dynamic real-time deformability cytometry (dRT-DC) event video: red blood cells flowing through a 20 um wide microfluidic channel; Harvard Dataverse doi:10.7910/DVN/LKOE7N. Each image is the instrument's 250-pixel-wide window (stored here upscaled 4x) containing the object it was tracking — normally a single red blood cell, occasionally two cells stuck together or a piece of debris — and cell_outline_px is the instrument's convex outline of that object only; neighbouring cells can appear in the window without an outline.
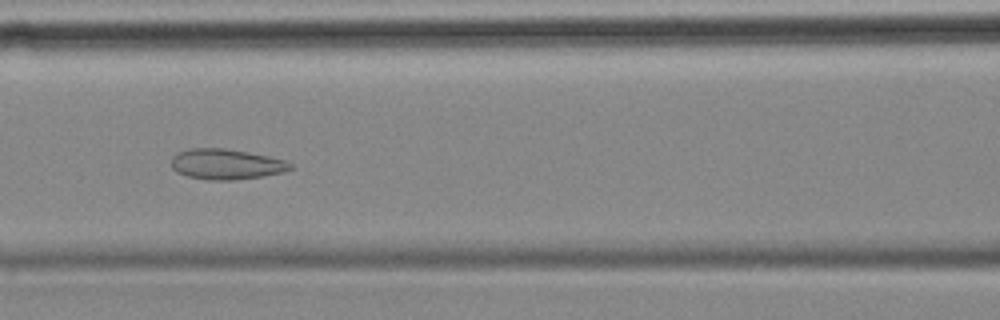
{"species": "common noctule bat (a hibernating species)", "species_latin": "Nyctalus noctula", "temperature_condition": "cold", "stored_images_in_passage": 57, "camera_frame_rate_fps": 3000, "um_per_image_px": 0.085, "animal": {"sex": "female", "body_mass_g": 18.4}, "frame": {"image": 1, "passage_image": 24, "time_ms": 7.667, "image_size_px": [1000, 320], "cell_outline_px": [[292, 168], [284, 172], [264, 176], [232, 180], [212, 180], [188, 176], [176, 172], [172, 168], [172, 156], [176, 152], [188, 148], [224, 148], [248, 152], [268, 156], [284, 160], [292, 164]], "centroid_in_image_um": [19.2, 13.95], "position_along_channel_um": 147.4, "area_um2": 21.15}}
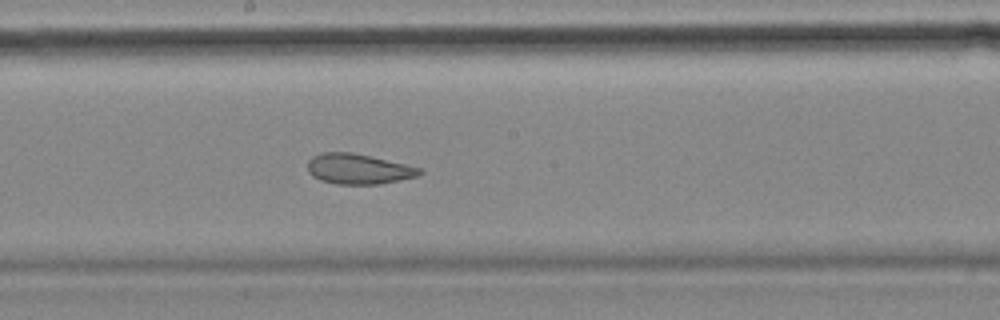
{"frame": {"image": 2, "passage_image": 30, "time_ms": 9.667, "image_size_px": [1000, 320], "cell_outline_px": [[424, 172], [416, 176], [400, 180], [380, 184], [336, 184], [320, 180], [312, 176], [308, 172], [308, 160], [312, 156], [320, 152], [352, 152], [424, 168]], "centroid_in_image_um": [30.46, 14.36], "position_along_channel_um": 217.7, "area_um2": 19.94}}
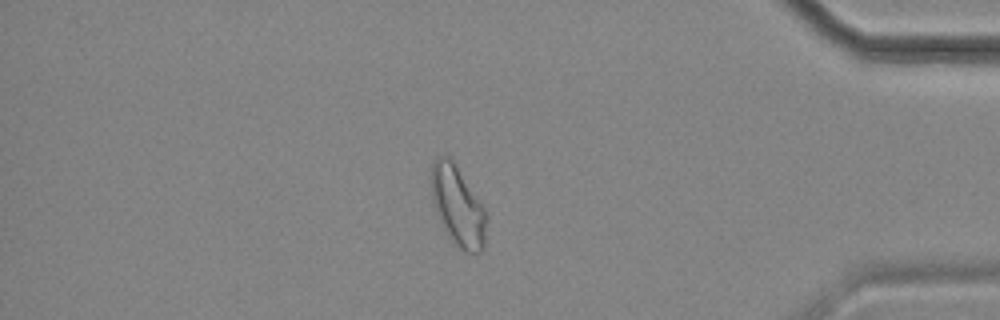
{"frame": {"image": 3, "passage_image": 48, "time_ms": 15.667, "image_size_px": [1000, 320], "cell_outline_px": [[488, 216], [484, 248], [480, 252], [460, 252], [452, 244], [432, 204], [432, 164], [436, 156], [448, 156], [452, 160], [488, 212]], "centroid_in_image_um": [38.94, 17.58], "position_along_channel_um": 396.3, "area_um2": 25.95}}